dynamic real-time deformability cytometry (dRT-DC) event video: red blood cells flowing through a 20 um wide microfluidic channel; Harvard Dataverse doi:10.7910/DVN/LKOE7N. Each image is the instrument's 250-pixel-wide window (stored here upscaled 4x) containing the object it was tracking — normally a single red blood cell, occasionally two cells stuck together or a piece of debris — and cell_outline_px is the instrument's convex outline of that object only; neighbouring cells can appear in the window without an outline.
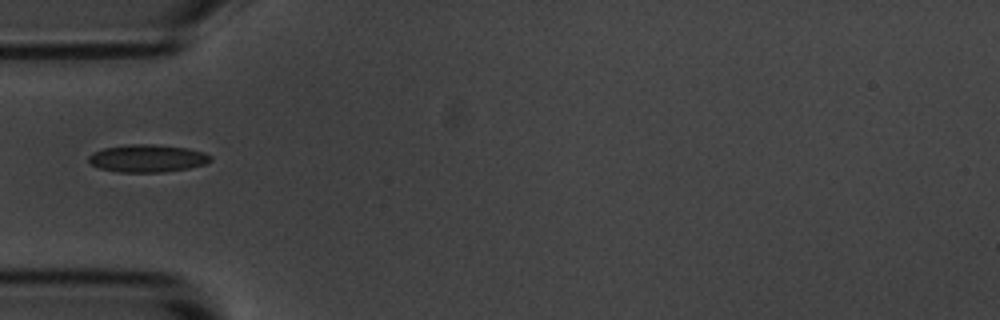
{"species": "common noctule bat (a hibernating species)", "species_latin": "Nyctalus noctula", "temperature_condition": "room temperature", "stored_images_in_passage": 4, "camera_frame_rate_fps": 3000, "um_per_image_px": 0.085, "animal": {"sex": "male", "body_mass_g": 20.1, "forearm_length_mm": 53.5}, "frame": {"image": 1, "passage_image": 1, "time_ms": 0.0, "image_size_px": [1000, 320], "cell_outline_px": [[212, 160], [204, 164], [188, 168], [164, 172], [120, 172], [100, 168], [92, 164], [88, 160], [88, 156], [92, 152], [104, 148], [128, 144], [152, 144], [188, 148], [204, 152], [212, 156]], "centroid_in_image_um": [12.53, 13.45], "position_along_channel_um": 72.5, "area_um2": 19.59}}
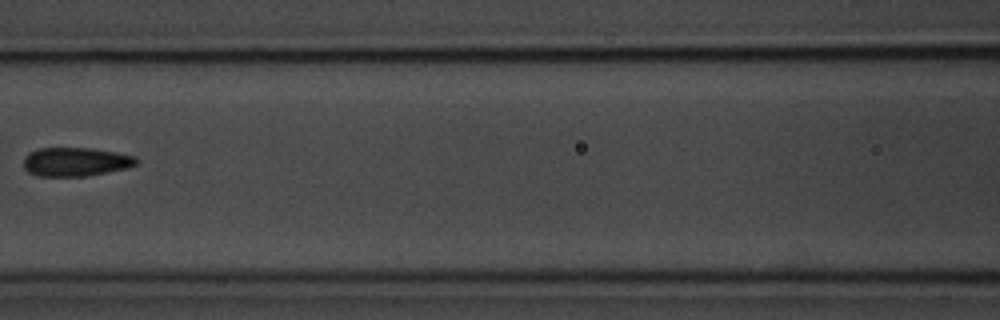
{"frame": {"image": 2, "passage_image": 3, "time_ms": 2.333, "image_size_px": [1000, 320], "cell_outline_px": [[136, 164], [128, 168], [88, 176], [40, 176], [28, 172], [24, 168], [24, 156], [28, 152], [40, 148], [92, 148], [116, 152], [136, 156]], "centroid_in_image_um": [6.42, 13.75], "position_along_channel_um": 160.2, "area_um2": 19.02}}
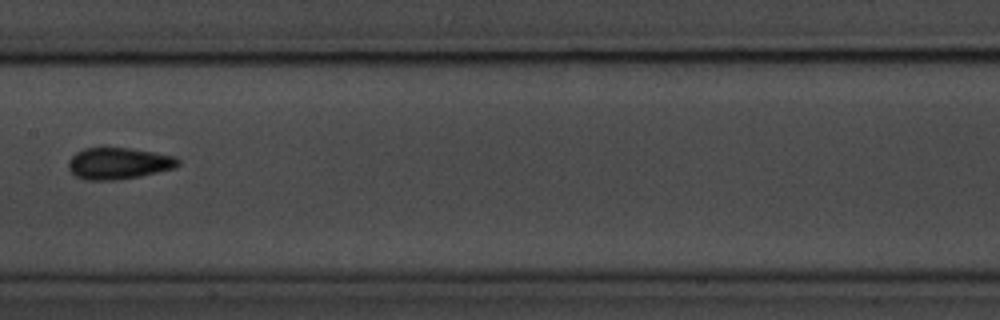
{"frame": {"image": 3, "passage_image": 4, "time_ms": 3.333, "image_size_px": [1000, 320], "cell_outline_px": [[180, 164], [176, 168], [140, 176], [116, 180], [84, 180], [76, 176], [68, 168], [68, 164], [72, 156], [76, 152], [84, 148], [128, 148], [176, 156], [180, 160]], "centroid_in_image_um": [10.1, 13.89], "position_along_channel_um": 197.3, "area_um2": 20.17}}